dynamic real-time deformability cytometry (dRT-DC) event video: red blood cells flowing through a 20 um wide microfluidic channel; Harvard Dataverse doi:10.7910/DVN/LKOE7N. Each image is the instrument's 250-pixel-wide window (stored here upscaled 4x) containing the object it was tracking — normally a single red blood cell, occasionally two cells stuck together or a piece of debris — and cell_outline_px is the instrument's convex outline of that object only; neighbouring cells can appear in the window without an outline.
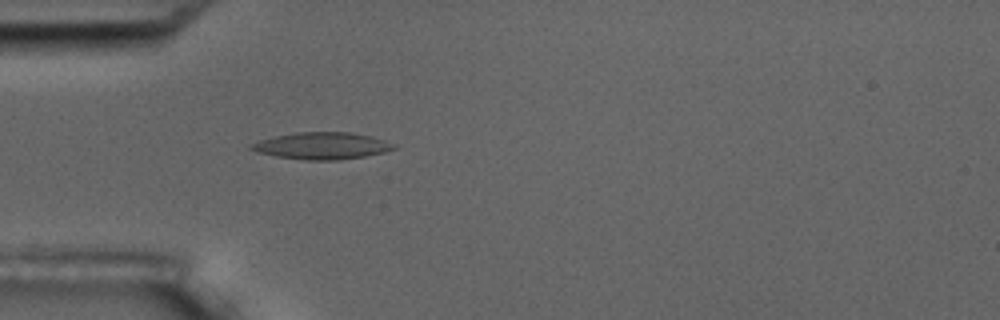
{"species": "common noctule bat (a hibernating species)", "species_latin": "Nyctalus noctula", "temperature_condition": "room temperature", "stored_images_in_passage": 2, "camera_frame_rate_fps": 3000, "um_per_image_px": 0.085, "animal": {"sex": "male", "body_mass_g": 17.5, "forearm_length_mm": 52.3}, "frame": {"image": 1, "passage_image": 2, "time_ms": 1.0, "image_size_px": [1000, 320], "cell_outline_px": [[396, 148], [384, 152], [364, 156], [340, 160], [304, 160], [276, 156], [256, 152], [248, 148], [248, 144], [260, 140], [276, 136], [296, 132], [352, 132], [372, 136], [396, 144]], "centroid_in_image_um": [27.35, 12.39], "position_along_channel_um": 57.6, "area_um2": 22.48}}